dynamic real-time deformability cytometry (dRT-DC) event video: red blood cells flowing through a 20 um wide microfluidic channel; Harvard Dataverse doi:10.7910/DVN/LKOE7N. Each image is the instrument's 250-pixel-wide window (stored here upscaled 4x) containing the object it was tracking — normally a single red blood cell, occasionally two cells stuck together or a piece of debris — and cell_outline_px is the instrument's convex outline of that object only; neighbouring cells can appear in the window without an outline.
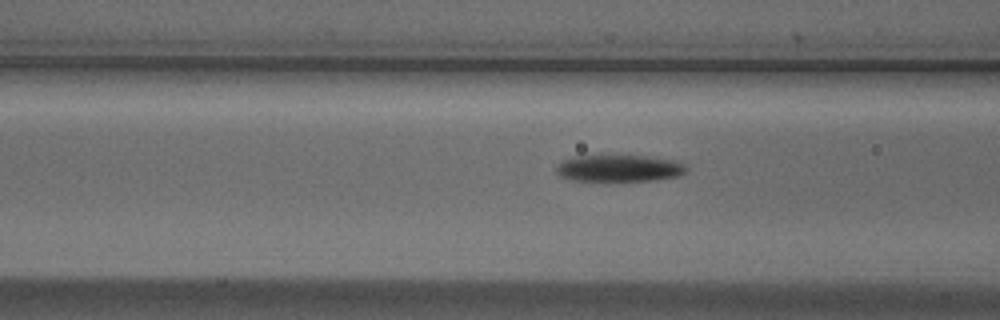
{"species": "Egyptian fruit bat (a non-hibernating species)", "species_latin": "Rousettus aegyptiacus", "temperature_condition": "cold", "stored_images_in_passage": 17, "camera_frame_rate_fps": 3000, "um_per_image_px": 0.085, "animal": {"sex": "male"}, "frame": {"image": 1, "passage_image": 15, "time_ms": 4.667, "image_size_px": [1000, 320], "cell_outline_px": [[688, 168], [684, 172], [676, 176], [652, 180], [572, 180], [560, 176], [556, 172], [556, 164], [564, 160], [576, 156], [644, 156], [676, 160], [684, 164]], "centroid_in_image_um": [52.61, 14.29], "position_along_channel_um": 114.0, "area_um2": 19.94}}